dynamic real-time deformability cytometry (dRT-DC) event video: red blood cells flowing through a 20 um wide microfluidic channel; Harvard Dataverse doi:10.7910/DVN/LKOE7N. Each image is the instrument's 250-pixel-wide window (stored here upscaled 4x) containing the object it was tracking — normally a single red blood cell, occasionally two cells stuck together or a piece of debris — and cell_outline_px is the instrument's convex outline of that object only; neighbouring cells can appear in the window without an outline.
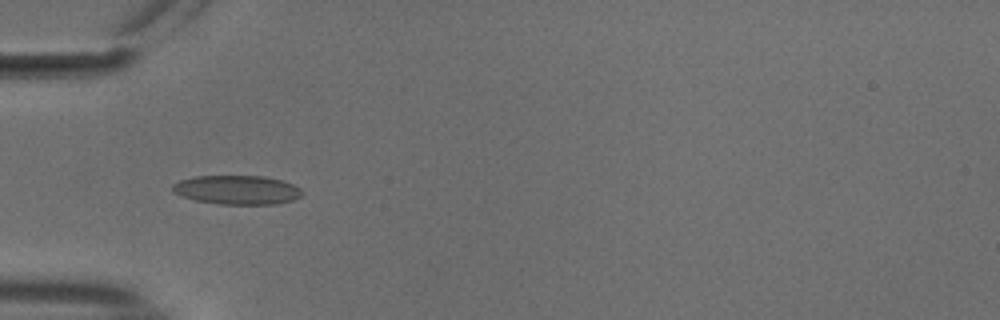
{"species": "common noctule bat (a hibernating species)", "species_latin": "Nyctalus noctula", "temperature_condition": "cold", "stored_images_in_passage": 54, "camera_frame_rate_fps": 3000, "um_per_image_px": 0.085, "animal": {"sex": "male", "body_mass_g": 18.8}, "frame": {"image": 1, "passage_image": 18, "time_ms": 5.667, "image_size_px": [1000, 320], "cell_outline_px": [[304, 192], [300, 196], [292, 200], [276, 204], [216, 204], [196, 200], [172, 192], [172, 184], [180, 180], [196, 176], [264, 176], [280, 180], [292, 184], [300, 188]], "centroid_in_image_um": [20.15, 16.14], "position_along_channel_um": 64.9, "area_um2": 21.85}}
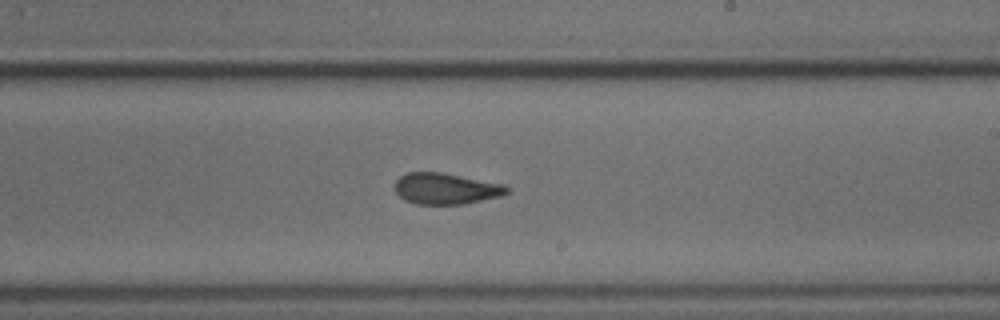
{"frame": {"image": 2, "passage_image": 33, "time_ms": 10.667, "image_size_px": [1000, 320], "cell_outline_px": [[508, 192], [504, 196], [464, 204], [416, 204], [404, 200], [396, 192], [396, 180], [400, 176], [408, 172], [440, 172], [504, 184], [508, 188]], "centroid_in_image_um": [37.92, 16.04], "position_along_channel_um": 251.1, "area_um2": 20.35}}
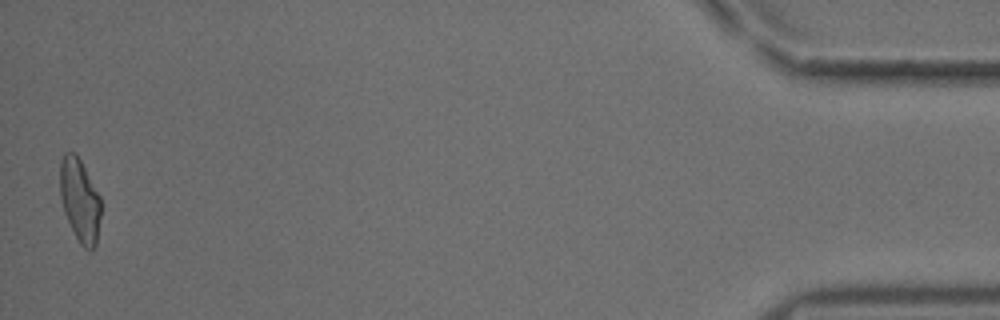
{"frame": {"image": 3, "passage_image": 54, "time_ms": 17.667, "image_size_px": [1000, 320], "cell_outline_px": [[100, 216], [96, 244], [92, 252], [88, 252], [80, 244], [64, 212], [60, 196], [60, 160], [64, 152], [76, 152], [100, 196]], "centroid_in_image_um": [6.78, 17.01], "position_along_channel_um": 428.4, "area_um2": 19.83}, "authors_computed_cell_mechanics": {"area_um2": 20.6346, "velocity_mm_per_s": 3.7431, "shape_relaxation_time_tau1_ms": null, "shape_relaxation_time_tau2_ms": 1.7344, "deformation_change_tau1": null, "deformation_change_tau2": 0.0709}}